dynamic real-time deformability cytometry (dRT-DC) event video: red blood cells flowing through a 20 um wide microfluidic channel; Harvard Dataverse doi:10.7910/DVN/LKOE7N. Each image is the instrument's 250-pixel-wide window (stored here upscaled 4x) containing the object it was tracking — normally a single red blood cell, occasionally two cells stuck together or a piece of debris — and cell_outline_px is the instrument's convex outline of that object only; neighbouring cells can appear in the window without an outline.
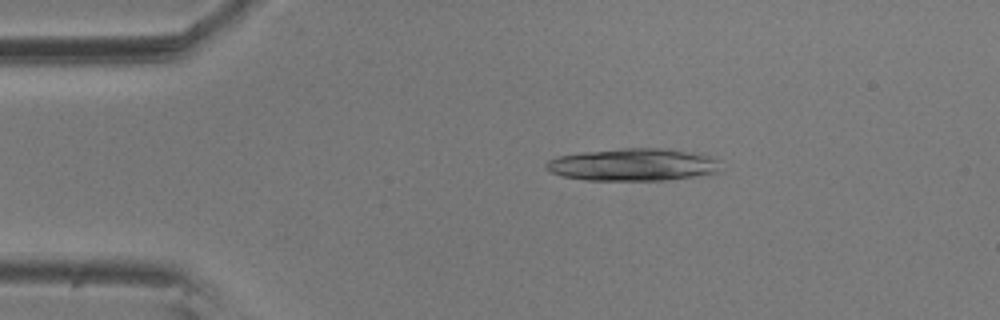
{"species": "common noctule bat (a hibernating species)", "species_latin": "Nyctalus noctula", "temperature_condition": "room temperature", "stored_images_in_passage": 9, "camera_frame_rate_fps": 3000, "um_per_image_px": 0.085, "animal": {"sex": "male", "body_mass_g": 20.5, "forearm_length_mm": 52.5}, "frame": {"image": 1, "passage_image": 3, "time_ms": 0.667, "image_size_px": [1000, 320], "cell_outline_px": [[720, 172], [696, 176], [664, 180], [584, 180], [560, 176], [544, 168], [544, 164], [548, 160], [556, 156], [584, 152], [620, 148], [664, 148], [688, 152], [708, 156], [720, 160]], "centroid_in_image_um": [53.78, 14.0], "position_along_channel_um": 31.2, "area_um2": 33.12}}
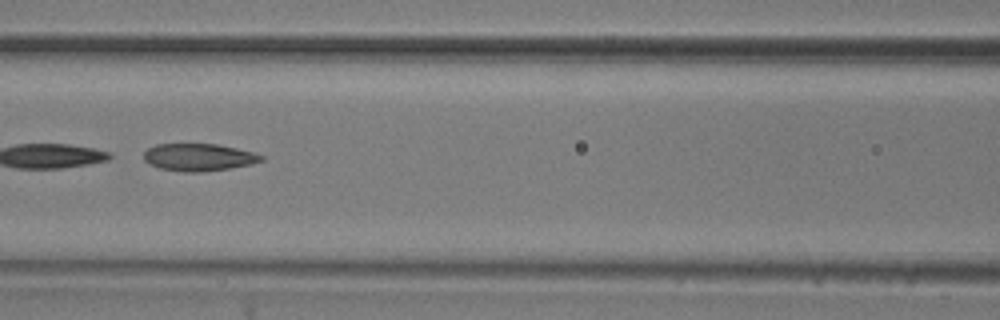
{"frame": {"image": 2, "passage_image": 7, "time_ms": 2.0, "image_size_px": [1000, 320], "cell_outline_px": [[264, 160], [252, 164], [228, 168], [200, 172], [184, 172], [160, 168], [148, 164], [144, 160], [144, 152], [148, 148], [156, 144], [216, 144], [236, 148], [252, 152], [264, 156]], "centroid_in_image_um": [16.87, 13.36], "position_along_channel_um": 149.7, "area_um2": 18.67}}
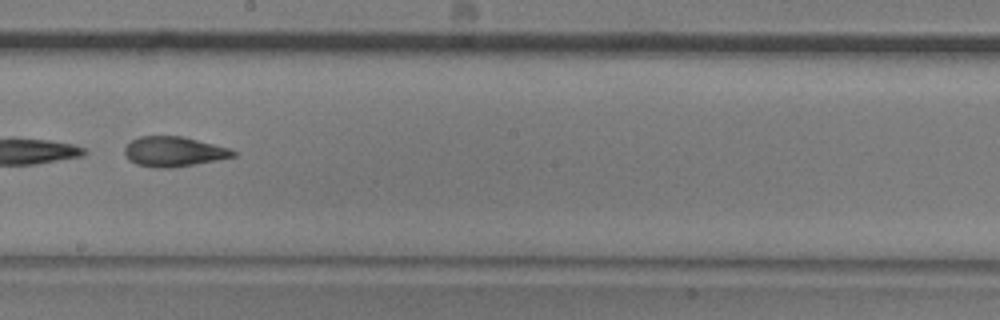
{"frame": {"image": 3, "passage_image": 9, "time_ms": 2.667, "image_size_px": [1000, 320], "cell_outline_px": [[236, 156], [196, 164], [172, 168], [156, 168], [136, 164], [128, 160], [124, 152], [124, 148], [132, 140], [140, 136], [184, 136], [228, 148], [236, 152]], "centroid_in_image_um": [14.75, 12.89], "position_along_channel_um": 233.5, "area_um2": 18.96}}